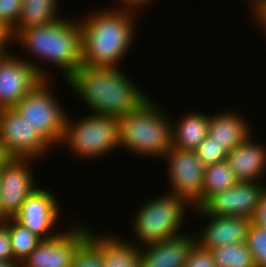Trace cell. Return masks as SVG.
<instances>
[{"mask_svg": "<svg viewBox=\"0 0 266 267\" xmlns=\"http://www.w3.org/2000/svg\"><path fill=\"white\" fill-rule=\"evenodd\" d=\"M252 24H256V28L263 30L266 34V0H247Z\"/></svg>", "mask_w": 266, "mask_h": 267, "instance_id": "f546056e", "label": "cell"}, {"mask_svg": "<svg viewBox=\"0 0 266 267\" xmlns=\"http://www.w3.org/2000/svg\"><path fill=\"white\" fill-rule=\"evenodd\" d=\"M68 230L51 239H43L38 246L20 262V267H71L74 252L87 239L90 229L82 220L73 221ZM80 222V223H79ZM81 222H84L81 223Z\"/></svg>", "mask_w": 266, "mask_h": 267, "instance_id": "8fae6325", "label": "cell"}, {"mask_svg": "<svg viewBox=\"0 0 266 267\" xmlns=\"http://www.w3.org/2000/svg\"><path fill=\"white\" fill-rule=\"evenodd\" d=\"M34 161L39 160L11 158L0 167V221L14 218L20 212L25 200L39 188L32 170L33 164L36 163Z\"/></svg>", "mask_w": 266, "mask_h": 267, "instance_id": "9c48e42d", "label": "cell"}, {"mask_svg": "<svg viewBox=\"0 0 266 267\" xmlns=\"http://www.w3.org/2000/svg\"><path fill=\"white\" fill-rule=\"evenodd\" d=\"M166 111L150 96L137 109L118 118L119 148L141 157L163 159L172 147V118Z\"/></svg>", "mask_w": 266, "mask_h": 267, "instance_id": "277c9868", "label": "cell"}, {"mask_svg": "<svg viewBox=\"0 0 266 267\" xmlns=\"http://www.w3.org/2000/svg\"><path fill=\"white\" fill-rule=\"evenodd\" d=\"M85 116L73 119L67 114L60 147L66 146L73 156L89 161L120 149L118 118L90 112Z\"/></svg>", "mask_w": 266, "mask_h": 267, "instance_id": "8992f818", "label": "cell"}, {"mask_svg": "<svg viewBox=\"0 0 266 267\" xmlns=\"http://www.w3.org/2000/svg\"><path fill=\"white\" fill-rule=\"evenodd\" d=\"M185 267H216L210 250L195 244L190 251Z\"/></svg>", "mask_w": 266, "mask_h": 267, "instance_id": "f1b7e54d", "label": "cell"}, {"mask_svg": "<svg viewBox=\"0 0 266 267\" xmlns=\"http://www.w3.org/2000/svg\"><path fill=\"white\" fill-rule=\"evenodd\" d=\"M71 18L64 15L54 22L25 29L11 41V45L17 43L28 54V58L23 53L18 56L34 67L43 80H50L53 75L42 68L41 62L56 67L64 81L82 64L81 26L78 17Z\"/></svg>", "mask_w": 266, "mask_h": 267, "instance_id": "6da1fadb", "label": "cell"}, {"mask_svg": "<svg viewBox=\"0 0 266 267\" xmlns=\"http://www.w3.org/2000/svg\"><path fill=\"white\" fill-rule=\"evenodd\" d=\"M191 208L184 198L171 193L163 192L159 196L150 197L138 205L130 219L134 242L137 238L140 247L183 234V222L185 216L189 215L187 210Z\"/></svg>", "mask_w": 266, "mask_h": 267, "instance_id": "5b68a950", "label": "cell"}, {"mask_svg": "<svg viewBox=\"0 0 266 267\" xmlns=\"http://www.w3.org/2000/svg\"><path fill=\"white\" fill-rule=\"evenodd\" d=\"M7 227L14 259L20 263L24 260L43 240L28 228L24 227L14 218H7Z\"/></svg>", "mask_w": 266, "mask_h": 267, "instance_id": "603a6c76", "label": "cell"}, {"mask_svg": "<svg viewBox=\"0 0 266 267\" xmlns=\"http://www.w3.org/2000/svg\"><path fill=\"white\" fill-rule=\"evenodd\" d=\"M52 83V79L43 80L13 108L55 150L63 139L68 113Z\"/></svg>", "mask_w": 266, "mask_h": 267, "instance_id": "52a82bcc", "label": "cell"}, {"mask_svg": "<svg viewBox=\"0 0 266 267\" xmlns=\"http://www.w3.org/2000/svg\"><path fill=\"white\" fill-rule=\"evenodd\" d=\"M195 244V233L186 231L171 239L140 246V267H185Z\"/></svg>", "mask_w": 266, "mask_h": 267, "instance_id": "2e32d148", "label": "cell"}, {"mask_svg": "<svg viewBox=\"0 0 266 267\" xmlns=\"http://www.w3.org/2000/svg\"><path fill=\"white\" fill-rule=\"evenodd\" d=\"M266 183L238 182L235 186L213 195L201 209L206 214L252 218Z\"/></svg>", "mask_w": 266, "mask_h": 267, "instance_id": "5bb4252c", "label": "cell"}, {"mask_svg": "<svg viewBox=\"0 0 266 267\" xmlns=\"http://www.w3.org/2000/svg\"><path fill=\"white\" fill-rule=\"evenodd\" d=\"M116 0V6L114 8L132 12V13H139L140 9L148 8V5L153 3V0ZM156 1V0H155ZM119 4V6H118Z\"/></svg>", "mask_w": 266, "mask_h": 267, "instance_id": "1f68e13d", "label": "cell"}, {"mask_svg": "<svg viewBox=\"0 0 266 267\" xmlns=\"http://www.w3.org/2000/svg\"><path fill=\"white\" fill-rule=\"evenodd\" d=\"M0 267H20L18 262H5L0 260Z\"/></svg>", "mask_w": 266, "mask_h": 267, "instance_id": "d590c367", "label": "cell"}, {"mask_svg": "<svg viewBox=\"0 0 266 267\" xmlns=\"http://www.w3.org/2000/svg\"><path fill=\"white\" fill-rule=\"evenodd\" d=\"M182 115L171 120L172 147L194 151L208 135L210 113L190 111Z\"/></svg>", "mask_w": 266, "mask_h": 267, "instance_id": "ffe728a7", "label": "cell"}, {"mask_svg": "<svg viewBox=\"0 0 266 267\" xmlns=\"http://www.w3.org/2000/svg\"><path fill=\"white\" fill-rule=\"evenodd\" d=\"M251 222L261 228L266 229V186L261 193L257 210L255 211L254 216L251 218Z\"/></svg>", "mask_w": 266, "mask_h": 267, "instance_id": "d6a6232c", "label": "cell"}, {"mask_svg": "<svg viewBox=\"0 0 266 267\" xmlns=\"http://www.w3.org/2000/svg\"><path fill=\"white\" fill-rule=\"evenodd\" d=\"M122 69L81 64L65 82L90 113L120 118L150 96Z\"/></svg>", "mask_w": 266, "mask_h": 267, "instance_id": "7a4b0ae2", "label": "cell"}, {"mask_svg": "<svg viewBox=\"0 0 266 267\" xmlns=\"http://www.w3.org/2000/svg\"><path fill=\"white\" fill-rule=\"evenodd\" d=\"M253 138L255 136L251 134L227 154L226 161L238 182H265L266 144L263 145Z\"/></svg>", "mask_w": 266, "mask_h": 267, "instance_id": "e0dca14e", "label": "cell"}, {"mask_svg": "<svg viewBox=\"0 0 266 267\" xmlns=\"http://www.w3.org/2000/svg\"><path fill=\"white\" fill-rule=\"evenodd\" d=\"M12 157L6 151L4 144L0 140V167L5 165Z\"/></svg>", "mask_w": 266, "mask_h": 267, "instance_id": "836d02e7", "label": "cell"}, {"mask_svg": "<svg viewBox=\"0 0 266 267\" xmlns=\"http://www.w3.org/2000/svg\"><path fill=\"white\" fill-rule=\"evenodd\" d=\"M90 12L79 19L82 65L119 67L135 43L138 14L112 5Z\"/></svg>", "mask_w": 266, "mask_h": 267, "instance_id": "3957f363", "label": "cell"}, {"mask_svg": "<svg viewBox=\"0 0 266 267\" xmlns=\"http://www.w3.org/2000/svg\"><path fill=\"white\" fill-rule=\"evenodd\" d=\"M163 158L167 163V193L184 198L193 208H201L205 166L195 152L171 147Z\"/></svg>", "mask_w": 266, "mask_h": 267, "instance_id": "ba28073f", "label": "cell"}, {"mask_svg": "<svg viewBox=\"0 0 266 267\" xmlns=\"http://www.w3.org/2000/svg\"><path fill=\"white\" fill-rule=\"evenodd\" d=\"M42 81L34 67L6 50L0 57V109L15 107Z\"/></svg>", "mask_w": 266, "mask_h": 267, "instance_id": "7c38bea8", "label": "cell"}, {"mask_svg": "<svg viewBox=\"0 0 266 267\" xmlns=\"http://www.w3.org/2000/svg\"><path fill=\"white\" fill-rule=\"evenodd\" d=\"M194 152L204 166L225 161L228 154L223 146H220L208 136L199 144Z\"/></svg>", "mask_w": 266, "mask_h": 267, "instance_id": "4316f807", "label": "cell"}, {"mask_svg": "<svg viewBox=\"0 0 266 267\" xmlns=\"http://www.w3.org/2000/svg\"><path fill=\"white\" fill-rule=\"evenodd\" d=\"M0 201H1V186H0ZM0 207H1V205H0Z\"/></svg>", "mask_w": 266, "mask_h": 267, "instance_id": "8d00e7d4", "label": "cell"}, {"mask_svg": "<svg viewBox=\"0 0 266 267\" xmlns=\"http://www.w3.org/2000/svg\"><path fill=\"white\" fill-rule=\"evenodd\" d=\"M0 260L5 262H17L12 252L7 219L0 221Z\"/></svg>", "mask_w": 266, "mask_h": 267, "instance_id": "4dcf8cb0", "label": "cell"}, {"mask_svg": "<svg viewBox=\"0 0 266 267\" xmlns=\"http://www.w3.org/2000/svg\"><path fill=\"white\" fill-rule=\"evenodd\" d=\"M210 251L216 267H255L246 242L223 245Z\"/></svg>", "mask_w": 266, "mask_h": 267, "instance_id": "cb8c5ba5", "label": "cell"}, {"mask_svg": "<svg viewBox=\"0 0 266 267\" xmlns=\"http://www.w3.org/2000/svg\"><path fill=\"white\" fill-rule=\"evenodd\" d=\"M239 113V111L228 110L210 114L207 136L223 146L227 152H231L252 133H255L247 117Z\"/></svg>", "mask_w": 266, "mask_h": 267, "instance_id": "ac0fdd59", "label": "cell"}, {"mask_svg": "<svg viewBox=\"0 0 266 267\" xmlns=\"http://www.w3.org/2000/svg\"><path fill=\"white\" fill-rule=\"evenodd\" d=\"M22 0H0V24L9 32L20 16Z\"/></svg>", "mask_w": 266, "mask_h": 267, "instance_id": "83f0119b", "label": "cell"}, {"mask_svg": "<svg viewBox=\"0 0 266 267\" xmlns=\"http://www.w3.org/2000/svg\"><path fill=\"white\" fill-rule=\"evenodd\" d=\"M10 37L8 32L0 24V44H10Z\"/></svg>", "mask_w": 266, "mask_h": 267, "instance_id": "e575fe53", "label": "cell"}, {"mask_svg": "<svg viewBox=\"0 0 266 267\" xmlns=\"http://www.w3.org/2000/svg\"><path fill=\"white\" fill-rule=\"evenodd\" d=\"M192 212L206 219V225L195 232L196 244L210 250L232 243L246 242L251 219L242 216H220L206 214L201 208H192Z\"/></svg>", "mask_w": 266, "mask_h": 267, "instance_id": "9a60e30c", "label": "cell"}, {"mask_svg": "<svg viewBox=\"0 0 266 267\" xmlns=\"http://www.w3.org/2000/svg\"><path fill=\"white\" fill-rule=\"evenodd\" d=\"M238 181L227 161L205 166L202 188V206L215 194L235 186Z\"/></svg>", "mask_w": 266, "mask_h": 267, "instance_id": "7402d4cb", "label": "cell"}, {"mask_svg": "<svg viewBox=\"0 0 266 267\" xmlns=\"http://www.w3.org/2000/svg\"><path fill=\"white\" fill-rule=\"evenodd\" d=\"M246 244L252 254L255 267H266V229L251 222Z\"/></svg>", "mask_w": 266, "mask_h": 267, "instance_id": "d4e9b609", "label": "cell"}, {"mask_svg": "<svg viewBox=\"0 0 266 267\" xmlns=\"http://www.w3.org/2000/svg\"><path fill=\"white\" fill-rule=\"evenodd\" d=\"M87 239L99 250L104 267H140L138 241L133 243L132 239L129 242L107 232L95 233L93 228L89 229Z\"/></svg>", "mask_w": 266, "mask_h": 267, "instance_id": "d6986e66", "label": "cell"}, {"mask_svg": "<svg viewBox=\"0 0 266 267\" xmlns=\"http://www.w3.org/2000/svg\"><path fill=\"white\" fill-rule=\"evenodd\" d=\"M0 140L12 158L41 160L53 149L13 107L0 109Z\"/></svg>", "mask_w": 266, "mask_h": 267, "instance_id": "30bf717a", "label": "cell"}, {"mask_svg": "<svg viewBox=\"0 0 266 267\" xmlns=\"http://www.w3.org/2000/svg\"><path fill=\"white\" fill-rule=\"evenodd\" d=\"M58 199L49 189L39 187L25 200L14 219L42 239L54 238L62 232L55 230L62 216Z\"/></svg>", "mask_w": 266, "mask_h": 267, "instance_id": "4fadbf2b", "label": "cell"}, {"mask_svg": "<svg viewBox=\"0 0 266 267\" xmlns=\"http://www.w3.org/2000/svg\"><path fill=\"white\" fill-rule=\"evenodd\" d=\"M71 267H104L99 250L86 239L74 252Z\"/></svg>", "mask_w": 266, "mask_h": 267, "instance_id": "484cf974", "label": "cell"}, {"mask_svg": "<svg viewBox=\"0 0 266 267\" xmlns=\"http://www.w3.org/2000/svg\"><path fill=\"white\" fill-rule=\"evenodd\" d=\"M59 3L60 0H22L18 21L8 32L10 41L25 29L48 24L64 17L58 12L62 7Z\"/></svg>", "mask_w": 266, "mask_h": 267, "instance_id": "44dd1931", "label": "cell"}]
</instances>
